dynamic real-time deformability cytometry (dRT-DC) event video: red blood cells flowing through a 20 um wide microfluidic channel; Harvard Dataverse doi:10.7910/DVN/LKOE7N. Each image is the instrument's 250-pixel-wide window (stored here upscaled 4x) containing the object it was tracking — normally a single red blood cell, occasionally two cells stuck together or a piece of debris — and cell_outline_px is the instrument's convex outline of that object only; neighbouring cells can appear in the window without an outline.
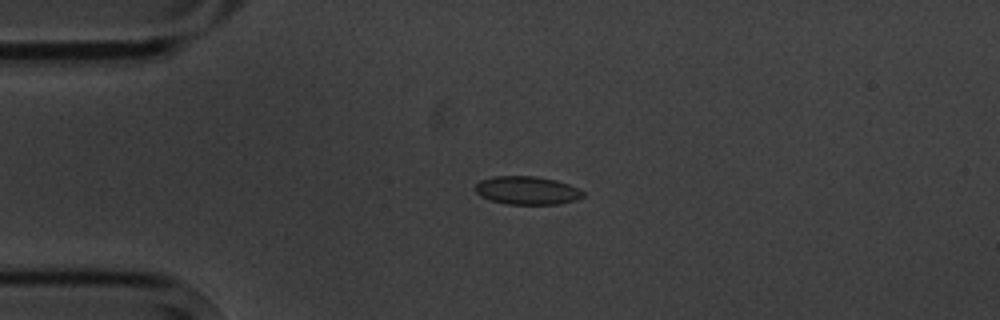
{"species": "common noctule bat (a hibernating species)", "species_latin": "Nyctalus noctula", "temperature_condition": "cold", "stored_images_in_passage": 5, "camera_frame_rate_fps": 3000, "um_per_image_px": 0.085, "animal": {"sex": "male", "body_mass_g": 20.1, "forearm_length_mm": 53.5}, "frame": {"image": 1, "passage_image": 3, "time_ms": 2.333, "image_size_px": [1000, 320], "cell_outline_px": [[584, 196], [576, 200], [560, 204], [508, 204], [492, 200], [480, 196], [476, 192], [476, 184], [480, 180], [492, 176], [536, 176], [556, 180], [568, 184], [584, 192]], "centroid_in_image_um": [44.8, 16.18], "position_along_channel_um": 40.2, "area_um2": 17.69}}
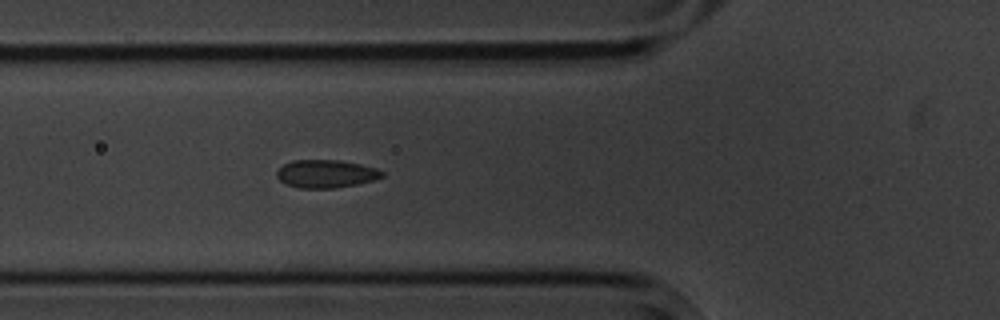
{"frame": {"image": 2, "passage_image": 5, "time_ms": 4.667, "image_size_px": [1000, 320], "cell_outline_px": [[384, 176], [376, 180], [336, 188], [300, 188], [284, 184], [276, 176], [276, 172], [284, 164], [292, 160], [340, 160], [360, 164], [376, 168], [384, 172]], "centroid_in_image_um": [27.71, 14.77], "position_along_channel_um": 98.1, "area_um2": 17.28}}